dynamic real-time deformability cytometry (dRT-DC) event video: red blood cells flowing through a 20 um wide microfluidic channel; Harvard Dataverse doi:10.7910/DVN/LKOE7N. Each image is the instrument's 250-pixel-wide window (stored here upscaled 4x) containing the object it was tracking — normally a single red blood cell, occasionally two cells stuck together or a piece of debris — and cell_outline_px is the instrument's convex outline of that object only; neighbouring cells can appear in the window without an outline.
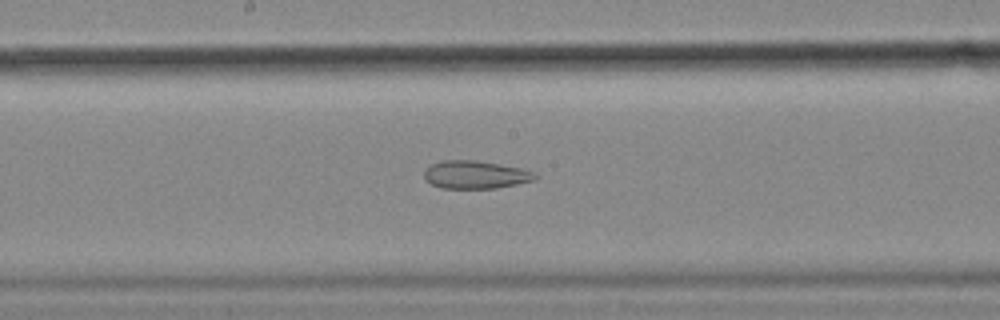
{"species": "common noctule bat (a hibernating species)", "species_latin": "Nyctalus noctula", "temperature_condition": "cold", "stored_images_in_passage": 57, "camera_frame_rate_fps": 3000, "um_per_image_px": 0.085, "animal": {"sex": "female", "body_mass_g": 18.4}, "frame": {"image": 1, "passage_image": 30, "time_ms": 9.667, "image_size_px": [1000, 320], "cell_outline_px": [[540, 176], [536, 180], [496, 188], [440, 188], [424, 180], [424, 168], [432, 164], [444, 160], [472, 160], [500, 164], [524, 168], [536, 172]], "centroid_in_image_um": [40.45, 14.85], "position_along_channel_um": 207.8, "area_um2": 18.32}}
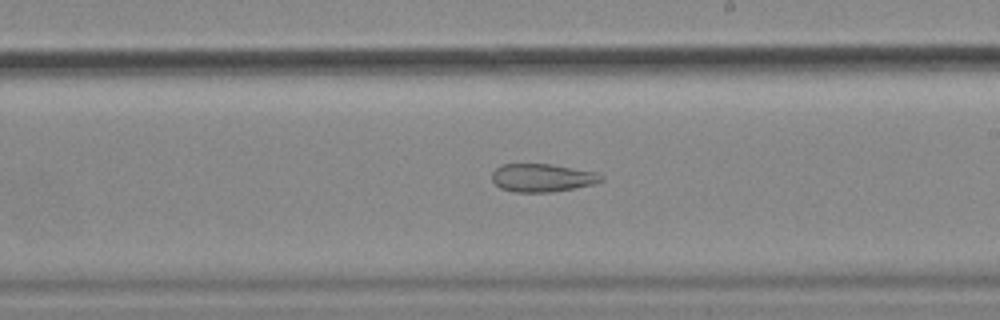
{"frame": {"image": 2, "passage_image": 33, "time_ms": 10.667, "image_size_px": [1000, 320], "cell_outline_px": [[604, 180], [596, 184], [576, 188], [552, 192], [516, 192], [500, 188], [492, 180], [492, 172], [500, 164], [552, 164], [596, 172], [604, 176]], "centroid_in_image_um": [46.12, 15.11], "position_along_channel_um": 242.9, "area_um2": 18.09}}
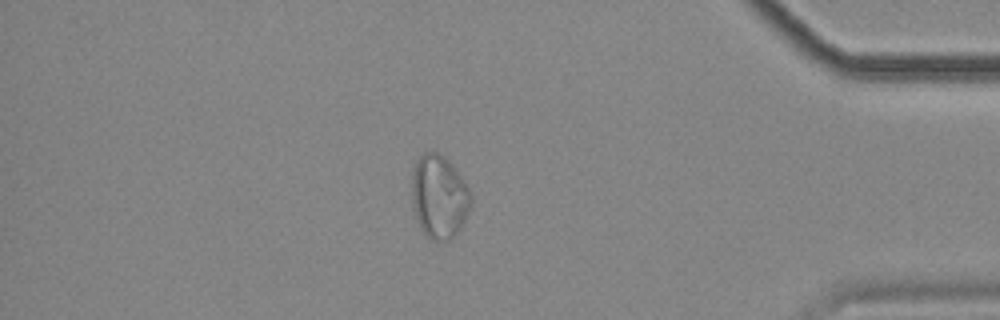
{"frame": {"image": 3, "passage_image": 49, "time_ms": 16.0, "image_size_px": [1000, 320], "cell_outline_px": [[472, 204], [460, 228], [448, 240], [428, 240], [420, 228], [412, 204], [412, 168], [416, 160], [424, 152], [436, 152], [444, 156], [452, 164], [464, 180], [472, 196]], "centroid_in_image_um": [37.31, 16.7], "position_along_channel_um": 397.9, "area_um2": 28.84}, "authors_computed_cell_mechanics": {"area_um2": 27.3394, "velocity_mm_per_s": 3.5425, "shape_relaxation_time_tau1_ms": null, "shape_relaxation_time_tau2_ms": 2.8157, "deformation_change_tau1": null, "deformation_change_tau2": 0.0898}}